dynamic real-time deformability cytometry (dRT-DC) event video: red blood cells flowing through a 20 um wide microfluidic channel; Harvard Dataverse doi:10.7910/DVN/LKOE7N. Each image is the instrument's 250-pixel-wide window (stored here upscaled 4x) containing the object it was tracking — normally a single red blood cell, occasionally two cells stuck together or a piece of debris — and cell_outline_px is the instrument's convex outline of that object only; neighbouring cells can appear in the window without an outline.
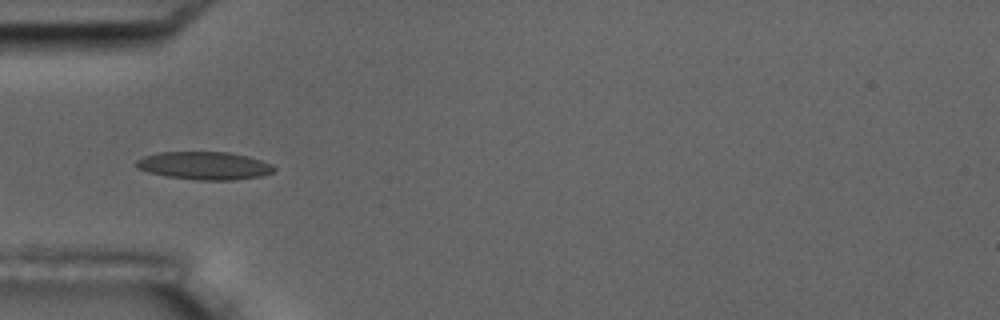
{"species": "common noctule bat (a hibernating species)", "species_latin": "Nyctalus noctula", "temperature_condition": "room temperature", "stored_images_in_passage": 8, "camera_frame_rate_fps": 3000, "um_per_image_px": 0.085, "animal": {"sex": "male", "body_mass_g": 17.5, "forearm_length_mm": 52.3}, "frame": {"image": 1, "passage_image": 5, "time_ms": 4.667, "image_size_px": [1000, 320], "cell_outline_px": [[276, 168], [272, 172], [260, 176], [232, 180], [196, 180], [164, 176], [148, 172], [136, 168], [136, 160], [144, 156], [160, 152], [228, 152], [248, 156], [272, 164]], "centroid_in_image_um": [17.35, 14.08], "position_along_channel_um": 67.7, "area_um2": 22.43}}
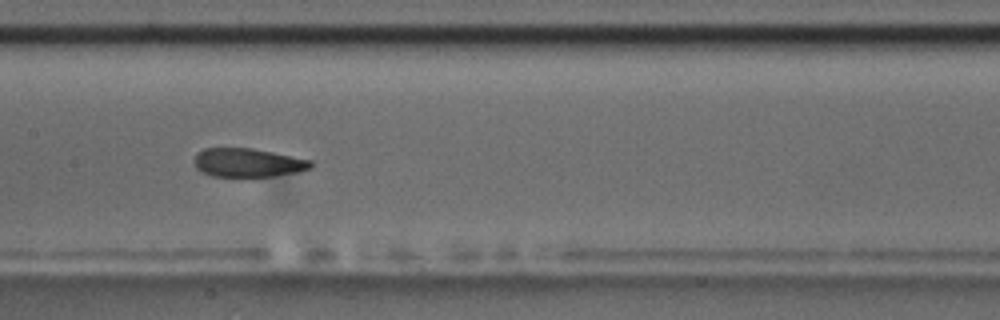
{"frame": {"image": 2, "passage_image": 8, "time_ms": 8.0, "image_size_px": [1000, 320], "cell_outline_px": [[316, 164], [312, 168], [296, 172], [272, 176], [212, 176], [200, 172], [196, 168], [196, 152], [204, 148], [252, 148], [312, 160]], "centroid_in_image_um": [21.09, 13.82], "position_along_channel_um": 186.3, "area_um2": 19.48}}